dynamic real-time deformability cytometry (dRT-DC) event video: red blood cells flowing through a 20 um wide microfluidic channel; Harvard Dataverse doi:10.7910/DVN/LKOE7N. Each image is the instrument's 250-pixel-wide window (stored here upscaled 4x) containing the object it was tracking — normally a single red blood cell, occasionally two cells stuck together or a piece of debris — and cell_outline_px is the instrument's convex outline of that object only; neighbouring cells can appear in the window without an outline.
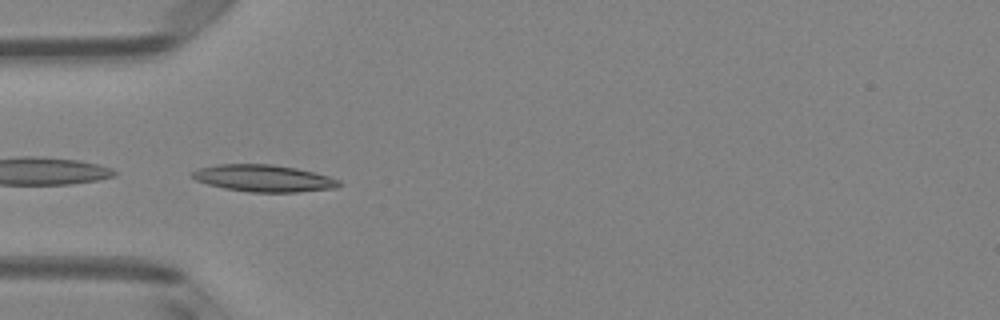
{"species": "Egyptian fruit bat (a non-hibernating species)", "species_latin": "Rousettus aegyptiacus", "temperature_condition": "room temperature", "stored_images_in_passage": 44, "camera_frame_rate_fps": 3000, "um_per_image_px": 0.085, "animal": {"sex": "female"}, "frame": {"image": 1, "passage_image": 9, "time_ms": 2.667, "image_size_px": [1000, 320], "cell_outline_px": [[340, 184], [336, 188], [296, 192], [248, 192], [224, 188], [208, 184], [196, 180], [192, 176], [192, 172], [196, 168], [216, 164], [272, 164], [296, 168], [328, 176], [340, 180]], "centroid_in_image_um": [22.38, 15.15], "position_along_channel_um": 62.6, "area_um2": 23.0}}
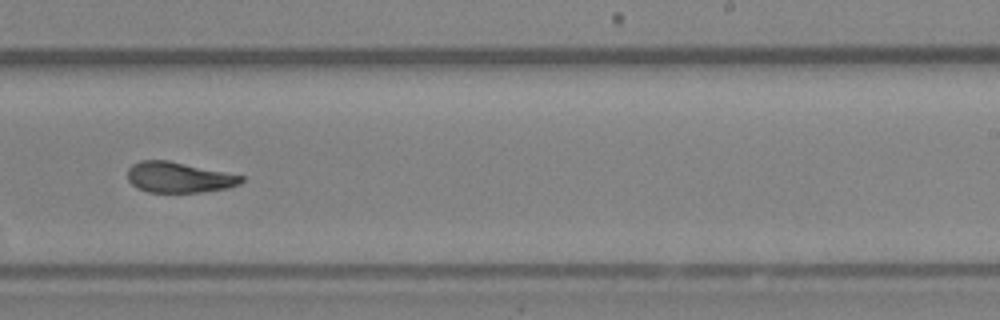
{"frame": {"image": 2, "passage_image": 25, "time_ms": 8.0, "image_size_px": [1000, 320], "cell_outline_px": [[244, 180], [240, 184], [228, 188], [200, 192], [148, 192], [136, 188], [128, 180], [128, 168], [132, 164], [140, 160], [168, 160], [244, 176]], "centroid_in_image_um": [15.18, 15.07], "position_along_channel_um": 273.8, "area_um2": 20.29}}
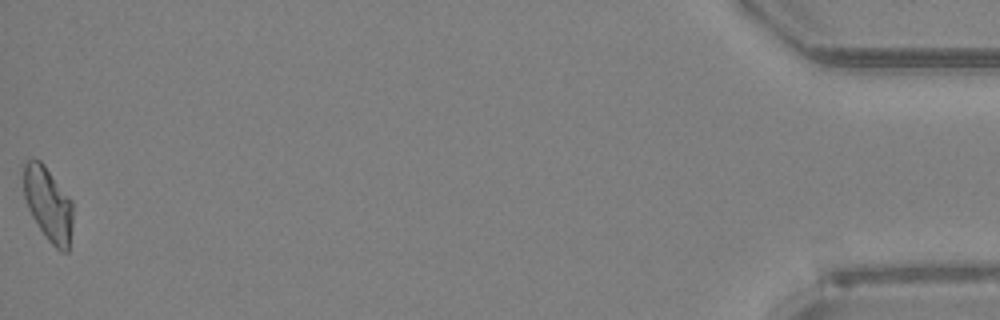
{"frame": {"image": 3, "passage_image": 44, "time_ms": 14.333, "image_size_px": [1000, 320], "cell_outline_px": [[72, 228], [68, 252], [60, 252], [48, 240], [32, 216], [28, 208], [24, 196], [24, 164], [28, 160], [40, 160], [44, 164], [72, 200]], "centroid_in_image_um": [4.12, 17.36], "position_along_channel_um": 431.1, "area_um2": 21.1}, "authors_computed_cell_mechanics": {"area_um2": 21.1837, "velocity_mm_per_s": 4.002, "shape_relaxation_time_tau1_ms": 3.8857, "shape_relaxation_time_tau2_ms": 1.9474, "deformation_change_tau1": 0.174, "deformation_change_tau2": 0.0923}}